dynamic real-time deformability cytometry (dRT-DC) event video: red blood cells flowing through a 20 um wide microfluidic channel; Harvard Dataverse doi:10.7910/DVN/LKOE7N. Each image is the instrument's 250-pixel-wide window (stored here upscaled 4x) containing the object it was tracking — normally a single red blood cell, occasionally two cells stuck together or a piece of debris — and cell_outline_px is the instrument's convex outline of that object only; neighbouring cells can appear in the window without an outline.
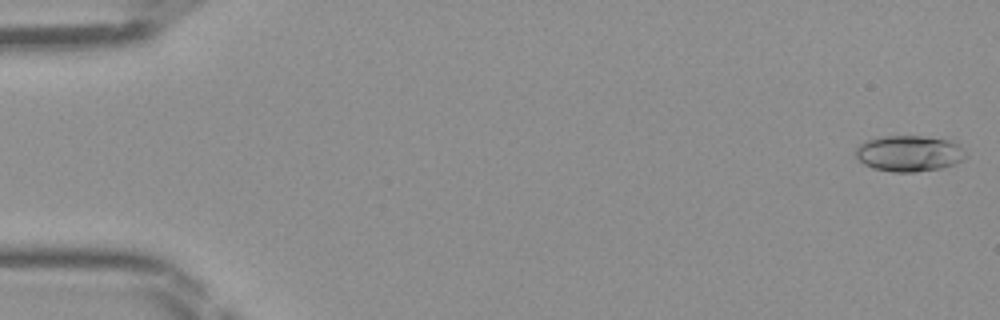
{"species": "Egyptian fruit bat (a non-hibernating species)", "species_latin": "Rousettus aegyptiacus", "temperature_condition": "room temperature", "stored_images_in_passage": 46, "camera_frame_rate_fps": 3000, "um_per_image_px": 0.085, "frame": {"image": 1, "passage_image": 1, "time_ms": 0.0, "image_size_px": [1000, 320], "cell_outline_px": [[968, 156], [956, 164], [940, 168], [912, 172], [892, 172], [872, 168], [864, 164], [852, 152], [860, 144], [868, 140], [884, 136], [920, 136], [956, 140]], "centroid_in_image_um": [77.3, 13.04], "position_along_channel_um": 7.7, "area_um2": 23.35}}
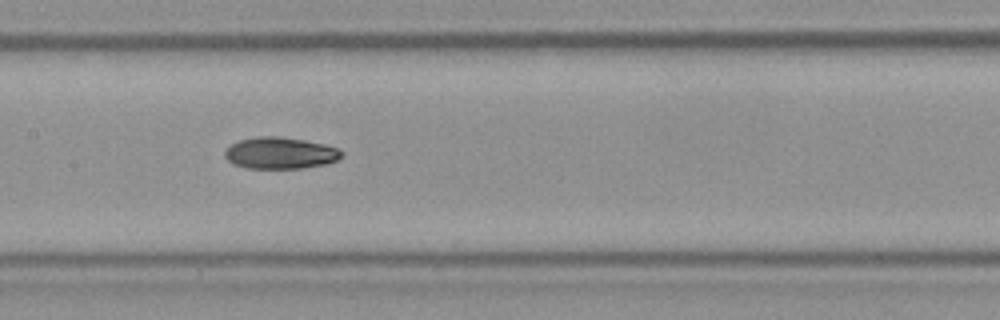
{"frame": {"image": 2, "passage_image": 23, "time_ms": 7.333, "image_size_px": [1000, 320], "cell_outline_px": [[344, 156], [328, 164], [304, 168], [244, 168], [232, 164], [224, 156], [224, 152], [232, 144], [240, 140], [256, 136], [280, 136], [304, 140], [324, 144], [340, 148], [344, 152]], "centroid_in_image_um": [23.85, 13.01], "position_along_channel_um": 183.5, "area_um2": 21.79}}
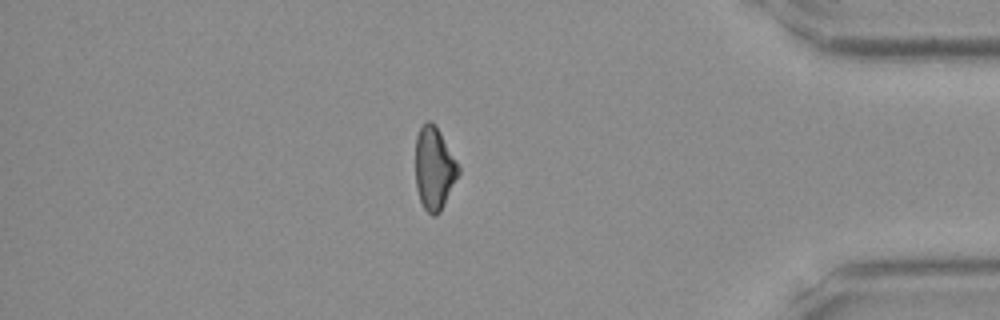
{"frame": {"image": 3, "passage_image": 40, "time_ms": 13.0, "image_size_px": [1000, 320], "cell_outline_px": [[460, 172], [440, 212], [436, 216], [432, 216], [424, 208], [420, 200], [416, 188], [416, 136], [420, 128], [428, 120], [432, 120], [436, 124], [456, 160], [460, 168]], "centroid_in_image_um": [36.91, 14.3], "position_along_channel_um": 398.3, "area_um2": 20.69}}